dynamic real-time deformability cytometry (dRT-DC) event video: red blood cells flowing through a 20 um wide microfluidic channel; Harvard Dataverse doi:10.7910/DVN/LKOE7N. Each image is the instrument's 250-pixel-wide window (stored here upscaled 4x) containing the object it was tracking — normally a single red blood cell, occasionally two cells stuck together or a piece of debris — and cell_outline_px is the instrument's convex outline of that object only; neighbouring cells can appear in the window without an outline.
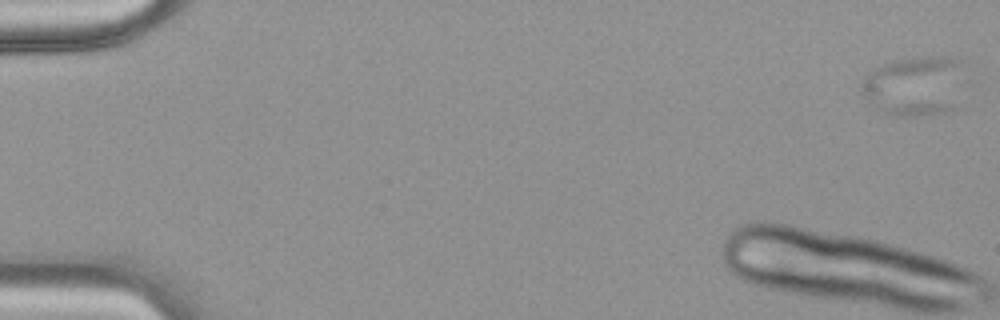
{"species": "common noctule bat (a hibernating species)", "species_latin": "Nyctalus noctula", "temperature_condition": "warm", "stored_images_in_passage": 23, "camera_frame_rate_fps": 3000, "um_per_image_px": 0.085, "animal": {"sex": "female", "body_mass_g": 18.4}, "frame": {"image": 1, "passage_image": 1, "time_ms": 0.0, "image_size_px": [1000, 320], "cell_outline_px": [[968, 56], [964, 108], [952, 112], [928, 116], [892, 116], [872, 108], [868, 104], [860, 92], [860, 84], [864, 76], [872, 68], [892, 60], [916, 56]], "centroid_in_image_um": [77.95, 7.3], "position_along_channel_um": 7.0, "area_um2": 39.94}}